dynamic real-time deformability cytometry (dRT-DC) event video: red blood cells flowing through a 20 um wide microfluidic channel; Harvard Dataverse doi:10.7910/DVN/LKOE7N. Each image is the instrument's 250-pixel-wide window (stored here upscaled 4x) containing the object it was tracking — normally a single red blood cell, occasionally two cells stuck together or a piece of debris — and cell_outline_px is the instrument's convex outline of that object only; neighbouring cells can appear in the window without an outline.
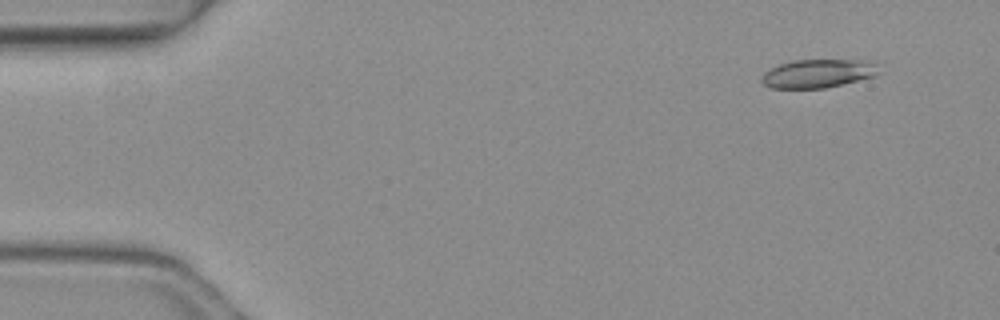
{"species": "common noctule bat (a hibernating species)", "species_latin": "Nyctalus noctula", "temperature_condition": "warm", "stored_images_in_passage": 4, "camera_frame_rate_fps": 3000, "um_per_image_px": 0.085, "animal": {"sex": "female", "body_mass_g": 19.3, "forearm_length_mm": 54.1}, "frame": {"image": 1, "passage_image": 1, "time_ms": 0.0, "image_size_px": [1000, 320], "cell_outline_px": [[880, 64], [872, 76], [824, 88], [768, 88], [760, 80], [760, 76], [768, 68], [792, 60], [876, 60]], "centroid_in_image_um": [69.46, 6.23], "position_along_channel_um": 15.5, "area_um2": 19.48}}